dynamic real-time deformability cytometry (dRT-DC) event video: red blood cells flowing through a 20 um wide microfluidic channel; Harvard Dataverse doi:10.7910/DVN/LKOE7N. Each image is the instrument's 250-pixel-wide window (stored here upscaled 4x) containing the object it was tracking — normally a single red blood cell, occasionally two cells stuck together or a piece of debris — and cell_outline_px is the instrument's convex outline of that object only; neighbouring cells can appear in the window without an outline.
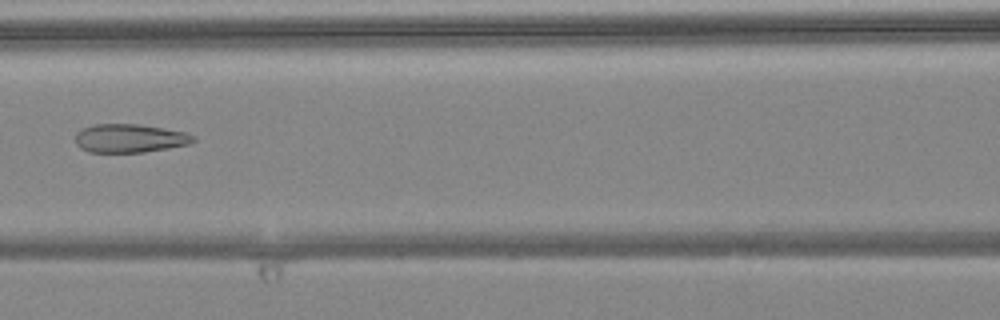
{"species": "common noctule bat (a hibernating species)", "species_latin": "Nyctalus noctula", "temperature_condition": "warm", "stored_images_in_passage": 6, "camera_frame_rate_fps": 3000, "um_per_image_px": 0.085, "animal": {"sex": "female", "body_mass_g": 24.6, "forearm_length_mm": 56.2}, "frame": {"image": 1, "passage_image": 5, "time_ms": 1.333, "image_size_px": [1000, 320], "cell_outline_px": [[196, 140], [188, 144], [168, 148], [144, 152], [88, 152], [80, 148], [76, 144], [76, 132], [84, 128], [96, 124], [140, 124], [164, 128], [184, 132], [196, 136]], "centroid_in_image_um": [11.03, 11.75], "position_along_channel_um": 155.6, "area_um2": 19.59}}
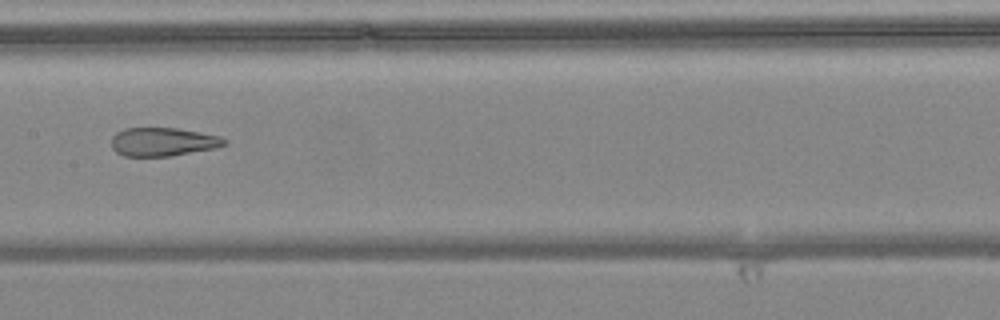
{"frame": {"image": 2, "passage_image": 6, "time_ms": 1.667, "image_size_px": [1000, 320], "cell_outline_px": [[228, 144], [216, 148], [168, 156], [124, 156], [116, 152], [112, 148], [112, 136], [116, 132], [124, 128], [176, 128], [200, 132], [220, 136], [228, 140]], "centroid_in_image_um": [13.86, 12.05], "position_along_channel_um": 193.5, "area_um2": 18.84}}